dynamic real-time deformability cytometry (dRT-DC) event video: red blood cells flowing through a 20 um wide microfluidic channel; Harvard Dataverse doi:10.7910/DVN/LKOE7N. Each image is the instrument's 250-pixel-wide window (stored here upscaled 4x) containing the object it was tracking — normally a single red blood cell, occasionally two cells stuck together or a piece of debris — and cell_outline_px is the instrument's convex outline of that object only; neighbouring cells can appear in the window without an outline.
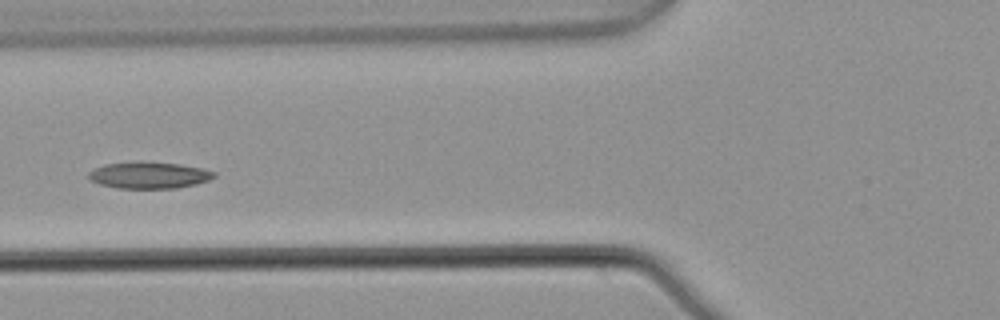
{"species": "common noctule bat (a hibernating species)", "species_latin": "Nyctalus noctula", "temperature_condition": "warm", "stored_images_in_passage": 5, "camera_frame_rate_fps": 3000, "um_per_image_px": 0.085, "animal": {"sex": "male", "body_mass_g": 21.5, "forearm_length_mm": 52.0}, "frame": {"image": 1, "passage_image": 5, "time_ms": 1.333, "image_size_px": [1000, 320], "cell_outline_px": [[216, 176], [208, 180], [196, 184], [176, 188], [120, 188], [100, 184], [92, 180], [88, 176], [88, 172], [104, 164], [140, 160], [180, 164], [204, 168], [216, 172]], "centroid_in_image_um": [12.7, 14.87], "position_along_channel_um": 113.1, "area_um2": 19.65}}